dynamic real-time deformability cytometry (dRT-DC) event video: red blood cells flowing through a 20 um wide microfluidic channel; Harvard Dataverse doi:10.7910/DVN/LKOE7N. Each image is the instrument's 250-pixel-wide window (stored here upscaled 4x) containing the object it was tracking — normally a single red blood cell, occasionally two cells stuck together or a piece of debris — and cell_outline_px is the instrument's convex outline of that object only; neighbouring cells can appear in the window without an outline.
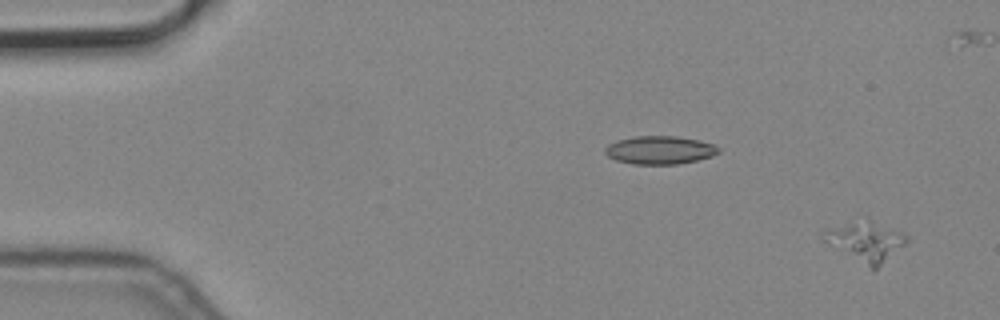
{"species": "common noctule bat (a hibernating species)", "species_latin": "Nyctalus noctula", "temperature_condition": "cold", "stored_images_in_passage": 3, "camera_frame_rate_fps": 3000, "um_per_image_px": 0.085, "animal": {"sex": "male", "body_mass_g": 19.2, "forearm_length_mm": 51.8}, "frame": {"image": 1, "passage_image": 3, "time_ms": 0.667, "image_size_px": [1000, 320], "cell_outline_px": [[908, 240], [904, 244], [876, 268], [872, 268], [828, 244], [820, 236], [868, 216], [904, 232], [908, 236]], "centroid_in_image_um": [73.71, 20.47], "position_along_channel_um": 11.3, "area_um2": 18.38}}